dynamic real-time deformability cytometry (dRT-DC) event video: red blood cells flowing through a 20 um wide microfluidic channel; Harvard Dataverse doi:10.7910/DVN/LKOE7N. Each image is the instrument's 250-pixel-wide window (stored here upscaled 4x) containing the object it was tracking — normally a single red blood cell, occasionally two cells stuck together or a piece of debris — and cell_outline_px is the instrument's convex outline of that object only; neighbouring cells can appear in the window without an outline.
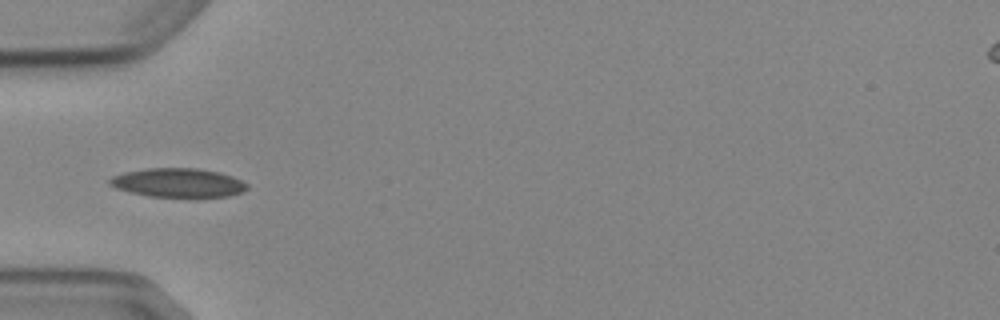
{"species": "Egyptian fruit bat (a non-hibernating species)", "species_latin": "Rousettus aegyptiacus", "temperature_condition": "cold", "stored_images_in_passage": 6, "camera_frame_rate_fps": 3000, "um_per_image_px": 0.085, "animal": {"sex": "female"}, "frame": {"image": 1, "passage_image": 3, "time_ms": 2.333, "image_size_px": [1000, 320], "cell_outline_px": [[248, 188], [244, 192], [228, 196], [196, 200], [188, 200], [148, 196], [116, 188], [108, 184], [108, 180], [112, 176], [124, 172], [148, 168], [196, 168], [220, 172], [232, 176], [248, 184]], "centroid_in_image_um": [15.19, 15.58], "position_along_channel_um": 69.8, "area_um2": 24.28}}
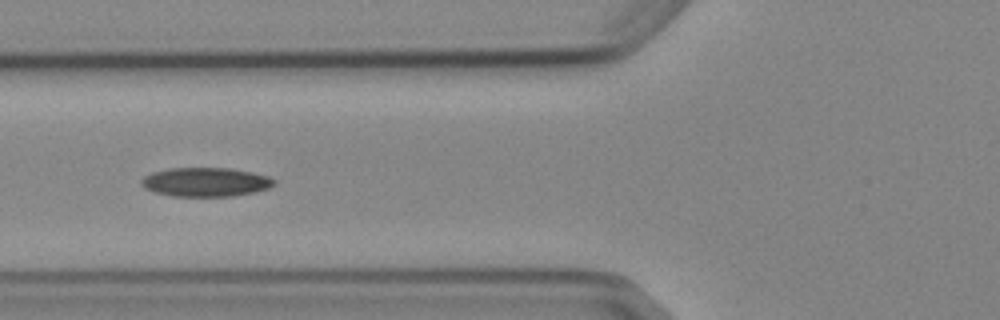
{"frame": {"image": 2, "passage_image": 4, "time_ms": 3.333, "image_size_px": [1000, 320], "cell_outline_px": [[276, 184], [268, 188], [256, 192], [232, 196], [172, 196], [156, 192], [144, 188], [140, 184], [140, 180], [144, 176], [152, 172], [168, 168], [228, 168], [252, 172], [268, 176], [276, 180]], "centroid_in_image_um": [17.48, 15.47], "position_along_channel_um": 108.3, "area_um2": 22.54}}